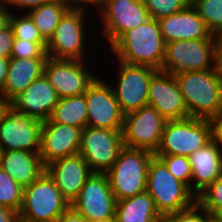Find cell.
Returning a JSON list of instances; mask_svg holds the SVG:
<instances>
[{
	"instance_id": "1",
	"label": "cell",
	"mask_w": 222,
	"mask_h": 222,
	"mask_svg": "<svg viewBox=\"0 0 222 222\" xmlns=\"http://www.w3.org/2000/svg\"><path fill=\"white\" fill-rule=\"evenodd\" d=\"M115 59L131 64L161 70L166 43L159 22L150 18L145 23L124 32L111 46H107Z\"/></svg>"
},
{
	"instance_id": "2",
	"label": "cell",
	"mask_w": 222,
	"mask_h": 222,
	"mask_svg": "<svg viewBox=\"0 0 222 222\" xmlns=\"http://www.w3.org/2000/svg\"><path fill=\"white\" fill-rule=\"evenodd\" d=\"M190 117L213 120L222 112V77L217 68L174 75Z\"/></svg>"
},
{
	"instance_id": "3",
	"label": "cell",
	"mask_w": 222,
	"mask_h": 222,
	"mask_svg": "<svg viewBox=\"0 0 222 222\" xmlns=\"http://www.w3.org/2000/svg\"><path fill=\"white\" fill-rule=\"evenodd\" d=\"M146 191L161 216L188 209L197 202V196L191 189L175 178L156 156L148 167Z\"/></svg>"
},
{
	"instance_id": "4",
	"label": "cell",
	"mask_w": 222,
	"mask_h": 222,
	"mask_svg": "<svg viewBox=\"0 0 222 222\" xmlns=\"http://www.w3.org/2000/svg\"><path fill=\"white\" fill-rule=\"evenodd\" d=\"M154 153L124 147L113 166L106 172L116 201L146 191L148 167Z\"/></svg>"
},
{
	"instance_id": "5",
	"label": "cell",
	"mask_w": 222,
	"mask_h": 222,
	"mask_svg": "<svg viewBox=\"0 0 222 222\" xmlns=\"http://www.w3.org/2000/svg\"><path fill=\"white\" fill-rule=\"evenodd\" d=\"M90 8L71 6L61 17L53 36L47 42L46 53L54 59L88 61L86 41L87 10ZM87 18V19H86ZM86 37V38H85ZM86 48V49H85ZM87 57V58H86ZM87 59V60H86Z\"/></svg>"
},
{
	"instance_id": "6",
	"label": "cell",
	"mask_w": 222,
	"mask_h": 222,
	"mask_svg": "<svg viewBox=\"0 0 222 222\" xmlns=\"http://www.w3.org/2000/svg\"><path fill=\"white\" fill-rule=\"evenodd\" d=\"M70 207L53 179L45 171L30 186L23 188L20 222H57Z\"/></svg>"
},
{
	"instance_id": "7",
	"label": "cell",
	"mask_w": 222,
	"mask_h": 222,
	"mask_svg": "<svg viewBox=\"0 0 222 222\" xmlns=\"http://www.w3.org/2000/svg\"><path fill=\"white\" fill-rule=\"evenodd\" d=\"M212 140L211 121L187 117L167 120L155 155L189 157Z\"/></svg>"
},
{
	"instance_id": "8",
	"label": "cell",
	"mask_w": 222,
	"mask_h": 222,
	"mask_svg": "<svg viewBox=\"0 0 222 222\" xmlns=\"http://www.w3.org/2000/svg\"><path fill=\"white\" fill-rule=\"evenodd\" d=\"M218 42L219 39L168 42L161 70L175 75L180 72L214 69Z\"/></svg>"
},
{
	"instance_id": "9",
	"label": "cell",
	"mask_w": 222,
	"mask_h": 222,
	"mask_svg": "<svg viewBox=\"0 0 222 222\" xmlns=\"http://www.w3.org/2000/svg\"><path fill=\"white\" fill-rule=\"evenodd\" d=\"M123 148L122 130L86 126L82 130L78 153L93 173H106Z\"/></svg>"
},
{
	"instance_id": "10",
	"label": "cell",
	"mask_w": 222,
	"mask_h": 222,
	"mask_svg": "<svg viewBox=\"0 0 222 222\" xmlns=\"http://www.w3.org/2000/svg\"><path fill=\"white\" fill-rule=\"evenodd\" d=\"M119 67L115 85L111 84L115 98L124 115L148 105V89L152 76L158 71L141 65H131L114 59ZM114 85V86H113Z\"/></svg>"
},
{
	"instance_id": "11",
	"label": "cell",
	"mask_w": 222,
	"mask_h": 222,
	"mask_svg": "<svg viewBox=\"0 0 222 222\" xmlns=\"http://www.w3.org/2000/svg\"><path fill=\"white\" fill-rule=\"evenodd\" d=\"M166 121L150 105L126 114L122 129L124 147L145 149L155 154L159 149Z\"/></svg>"
},
{
	"instance_id": "12",
	"label": "cell",
	"mask_w": 222,
	"mask_h": 222,
	"mask_svg": "<svg viewBox=\"0 0 222 222\" xmlns=\"http://www.w3.org/2000/svg\"><path fill=\"white\" fill-rule=\"evenodd\" d=\"M97 9L102 22L100 33L110 46L124 32L150 19L143 0H105Z\"/></svg>"
},
{
	"instance_id": "13",
	"label": "cell",
	"mask_w": 222,
	"mask_h": 222,
	"mask_svg": "<svg viewBox=\"0 0 222 222\" xmlns=\"http://www.w3.org/2000/svg\"><path fill=\"white\" fill-rule=\"evenodd\" d=\"M89 63L90 61L87 63V61L48 57L44 66V75L56 90L59 98L79 96L84 94L100 76L94 73V69H90Z\"/></svg>"
},
{
	"instance_id": "14",
	"label": "cell",
	"mask_w": 222,
	"mask_h": 222,
	"mask_svg": "<svg viewBox=\"0 0 222 222\" xmlns=\"http://www.w3.org/2000/svg\"><path fill=\"white\" fill-rule=\"evenodd\" d=\"M87 105V126L122 130L124 114L115 98L111 83L97 77L84 92Z\"/></svg>"
},
{
	"instance_id": "15",
	"label": "cell",
	"mask_w": 222,
	"mask_h": 222,
	"mask_svg": "<svg viewBox=\"0 0 222 222\" xmlns=\"http://www.w3.org/2000/svg\"><path fill=\"white\" fill-rule=\"evenodd\" d=\"M70 206L91 222L115 218L116 199L106 173H93Z\"/></svg>"
},
{
	"instance_id": "16",
	"label": "cell",
	"mask_w": 222,
	"mask_h": 222,
	"mask_svg": "<svg viewBox=\"0 0 222 222\" xmlns=\"http://www.w3.org/2000/svg\"><path fill=\"white\" fill-rule=\"evenodd\" d=\"M42 121L10 108L0 122V146L3 151L40 152Z\"/></svg>"
},
{
	"instance_id": "17",
	"label": "cell",
	"mask_w": 222,
	"mask_h": 222,
	"mask_svg": "<svg viewBox=\"0 0 222 222\" xmlns=\"http://www.w3.org/2000/svg\"><path fill=\"white\" fill-rule=\"evenodd\" d=\"M148 105L166 120L190 117L174 75L162 70H158L150 80Z\"/></svg>"
},
{
	"instance_id": "18",
	"label": "cell",
	"mask_w": 222,
	"mask_h": 222,
	"mask_svg": "<svg viewBox=\"0 0 222 222\" xmlns=\"http://www.w3.org/2000/svg\"><path fill=\"white\" fill-rule=\"evenodd\" d=\"M83 128L42 121L40 156L46 166L60 158L78 153Z\"/></svg>"
},
{
	"instance_id": "19",
	"label": "cell",
	"mask_w": 222,
	"mask_h": 222,
	"mask_svg": "<svg viewBox=\"0 0 222 222\" xmlns=\"http://www.w3.org/2000/svg\"><path fill=\"white\" fill-rule=\"evenodd\" d=\"M46 172L70 205L93 174L79 153L52 161L46 165Z\"/></svg>"
},
{
	"instance_id": "20",
	"label": "cell",
	"mask_w": 222,
	"mask_h": 222,
	"mask_svg": "<svg viewBox=\"0 0 222 222\" xmlns=\"http://www.w3.org/2000/svg\"><path fill=\"white\" fill-rule=\"evenodd\" d=\"M59 99L56 90L43 74L11 101V108L44 121L51 117Z\"/></svg>"
},
{
	"instance_id": "21",
	"label": "cell",
	"mask_w": 222,
	"mask_h": 222,
	"mask_svg": "<svg viewBox=\"0 0 222 222\" xmlns=\"http://www.w3.org/2000/svg\"><path fill=\"white\" fill-rule=\"evenodd\" d=\"M158 22L165 43L178 40L220 39L211 34L191 4L180 12L159 19Z\"/></svg>"
},
{
	"instance_id": "22",
	"label": "cell",
	"mask_w": 222,
	"mask_h": 222,
	"mask_svg": "<svg viewBox=\"0 0 222 222\" xmlns=\"http://www.w3.org/2000/svg\"><path fill=\"white\" fill-rule=\"evenodd\" d=\"M192 169L191 191L198 196L210 184L222 177V154L211 140L189 157Z\"/></svg>"
},
{
	"instance_id": "23",
	"label": "cell",
	"mask_w": 222,
	"mask_h": 222,
	"mask_svg": "<svg viewBox=\"0 0 222 222\" xmlns=\"http://www.w3.org/2000/svg\"><path fill=\"white\" fill-rule=\"evenodd\" d=\"M0 167L22 188L30 186L46 171L39 152L24 150L4 151Z\"/></svg>"
},
{
	"instance_id": "24",
	"label": "cell",
	"mask_w": 222,
	"mask_h": 222,
	"mask_svg": "<svg viewBox=\"0 0 222 222\" xmlns=\"http://www.w3.org/2000/svg\"><path fill=\"white\" fill-rule=\"evenodd\" d=\"M47 58H9V67L1 94L12 101L34 80L44 74Z\"/></svg>"
},
{
	"instance_id": "25",
	"label": "cell",
	"mask_w": 222,
	"mask_h": 222,
	"mask_svg": "<svg viewBox=\"0 0 222 222\" xmlns=\"http://www.w3.org/2000/svg\"><path fill=\"white\" fill-rule=\"evenodd\" d=\"M160 217L147 191L116 201V222H153Z\"/></svg>"
},
{
	"instance_id": "26",
	"label": "cell",
	"mask_w": 222,
	"mask_h": 222,
	"mask_svg": "<svg viewBox=\"0 0 222 222\" xmlns=\"http://www.w3.org/2000/svg\"><path fill=\"white\" fill-rule=\"evenodd\" d=\"M71 7L69 0L44 4L28 12L42 38L48 42L53 36L61 17Z\"/></svg>"
},
{
	"instance_id": "27",
	"label": "cell",
	"mask_w": 222,
	"mask_h": 222,
	"mask_svg": "<svg viewBox=\"0 0 222 222\" xmlns=\"http://www.w3.org/2000/svg\"><path fill=\"white\" fill-rule=\"evenodd\" d=\"M50 119L53 122L78 128L87 126V105L85 95L60 98Z\"/></svg>"
},
{
	"instance_id": "28",
	"label": "cell",
	"mask_w": 222,
	"mask_h": 222,
	"mask_svg": "<svg viewBox=\"0 0 222 222\" xmlns=\"http://www.w3.org/2000/svg\"><path fill=\"white\" fill-rule=\"evenodd\" d=\"M213 36L222 37V0H194L191 3Z\"/></svg>"
},
{
	"instance_id": "29",
	"label": "cell",
	"mask_w": 222,
	"mask_h": 222,
	"mask_svg": "<svg viewBox=\"0 0 222 222\" xmlns=\"http://www.w3.org/2000/svg\"><path fill=\"white\" fill-rule=\"evenodd\" d=\"M23 203V188L0 167V205L19 213Z\"/></svg>"
},
{
	"instance_id": "30",
	"label": "cell",
	"mask_w": 222,
	"mask_h": 222,
	"mask_svg": "<svg viewBox=\"0 0 222 222\" xmlns=\"http://www.w3.org/2000/svg\"><path fill=\"white\" fill-rule=\"evenodd\" d=\"M11 12L9 24L12 27L14 39H23L31 42H46L40 35L38 28L28 13ZM21 14V15H20Z\"/></svg>"
},
{
	"instance_id": "31",
	"label": "cell",
	"mask_w": 222,
	"mask_h": 222,
	"mask_svg": "<svg viewBox=\"0 0 222 222\" xmlns=\"http://www.w3.org/2000/svg\"><path fill=\"white\" fill-rule=\"evenodd\" d=\"M167 167L169 172L191 189L192 169L188 157L177 155H155Z\"/></svg>"
},
{
	"instance_id": "32",
	"label": "cell",
	"mask_w": 222,
	"mask_h": 222,
	"mask_svg": "<svg viewBox=\"0 0 222 222\" xmlns=\"http://www.w3.org/2000/svg\"><path fill=\"white\" fill-rule=\"evenodd\" d=\"M150 18L159 20L184 10L189 3L186 0H143Z\"/></svg>"
},
{
	"instance_id": "33",
	"label": "cell",
	"mask_w": 222,
	"mask_h": 222,
	"mask_svg": "<svg viewBox=\"0 0 222 222\" xmlns=\"http://www.w3.org/2000/svg\"><path fill=\"white\" fill-rule=\"evenodd\" d=\"M46 46L47 42H31L23 39H14L11 58H48Z\"/></svg>"
},
{
	"instance_id": "34",
	"label": "cell",
	"mask_w": 222,
	"mask_h": 222,
	"mask_svg": "<svg viewBox=\"0 0 222 222\" xmlns=\"http://www.w3.org/2000/svg\"><path fill=\"white\" fill-rule=\"evenodd\" d=\"M197 202L211 215L222 207V177L218 178L197 196Z\"/></svg>"
},
{
	"instance_id": "35",
	"label": "cell",
	"mask_w": 222,
	"mask_h": 222,
	"mask_svg": "<svg viewBox=\"0 0 222 222\" xmlns=\"http://www.w3.org/2000/svg\"><path fill=\"white\" fill-rule=\"evenodd\" d=\"M170 222H209L212 215L198 202L188 209L167 215Z\"/></svg>"
},
{
	"instance_id": "36",
	"label": "cell",
	"mask_w": 222,
	"mask_h": 222,
	"mask_svg": "<svg viewBox=\"0 0 222 222\" xmlns=\"http://www.w3.org/2000/svg\"><path fill=\"white\" fill-rule=\"evenodd\" d=\"M13 40V30L8 24L4 29L0 30V58H11Z\"/></svg>"
},
{
	"instance_id": "37",
	"label": "cell",
	"mask_w": 222,
	"mask_h": 222,
	"mask_svg": "<svg viewBox=\"0 0 222 222\" xmlns=\"http://www.w3.org/2000/svg\"><path fill=\"white\" fill-rule=\"evenodd\" d=\"M56 1H59V0H11L8 3V7H9V9H11V12L13 10L12 7L14 6L15 7L14 9L15 10L17 9V13L20 10H21V12L24 11V13H28L30 10L38 8L41 5L53 3Z\"/></svg>"
},
{
	"instance_id": "38",
	"label": "cell",
	"mask_w": 222,
	"mask_h": 222,
	"mask_svg": "<svg viewBox=\"0 0 222 222\" xmlns=\"http://www.w3.org/2000/svg\"><path fill=\"white\" fill-rule=\"evenodd\" d=\"M211 127L212 140L222 154V112L215 119L211 120Z\"/></svg>"
},
{
	"instance_id": "39",
	"label": "cell",
	"mask_w": 222,
	"mask_h": 222,
	"mask_svg": "<svg viewBox=\"0 0 222 222\" xmlns=\"http://www.w3.org/2000/svg\"><path fill=\"white\" fill-rule=\"evenodd\" d=\"M57 222H91L76 212L71 206L58 218Z\"/></svg>"
},
{
	"instance_id": "40",
	"label": "cell",
	"mask_w": 222,
	"mask_h": 222,
	"mask_svg": "<svg viewBox=\"0 0 222 222\" xmlns=\"http://www.w3.org/2000/svg\"><path fill=\"white\" fill-rule=\"evenodd\" d=\"M0 222H20L19 213L0 205Z\"/></svg>"
},
{
	"instance_id": "41",
	"label": "cell",
	"mask_w": 222,
	"mask_h": 222,
	"mask_svg": "<svg viewBox=\"0 0 222 222\" xmlns=\"http://www.w3.org/2000/svg\"><path fill=\"white\" fill-rule=\"evenodd\" d=\"M11 10L8 4L0 3V30L4 29L9 24Z\"/></svg>"
},
{
	"instance_id": "42",
	"label": "cell",
	"mask_w": 222,
	"mask_h": 222,
	"mask_svg": "<svg viewBox=\"0 0 222 222\" xmlns=\"http://www.w3.org/2000/svg\"><path fill=\"white\" fill-rule=\"evenodd\" d=\"M71 3V6L74 7H83V8H88V7H93L96 9L98 8L105 0H69Z\"/></svg>"
},
{
	"instance_id": "43",
	"label": "cell",
	"mask_w": 222,
	"mask_h": 222,
	"mask_svg": "<svg viewBox=\"0 0 222 222\" xmlns=\"http://www.w3.org/2000/svg\"><path fill=\"white\" fill-rule=\"evenodd\" d=\"M8 67H9V58H0V90H2L7 73H8Z\"/></svg>"
},
{
	"instance_id": "44",
	"label": "cell",
	"mask_w": 222,
	"mask_h": 222,
	"mask_svg": "<svg viewBox=\"0 0 222 222\" xmlns=\"http://www.w3.org/2000/svg\"><path fill=\"white\" fill-rule=\"evenodd\" d=\"M216 68L218 74L222 77V37L219 39L216 49Z\"/></svg>"
},
{
	"instance_id": "45",
	"label": "cell",
	"mask_w": 222,
	"mask_h": 222,
	"mask_svg": "<svg viewBox=\"0 0 222 222\" xmlns=\"http://www.w3.org/2000/svg\"><path fill=\"white\" fill-rule=\"evenodd\" d=\"M10 108H11V102L8 101L3 96H0V122Z\"/></svg>"
},
{
	"instance_id": "46",
	"label": "cell",
	"mask_w": 222,
	"mask_h": 222,
	"mask_svg": "<svg viewBox=\"0 0 222 222\" xmlns=\"http://www.w3.org/2000/svg\"><path fill=\"white\" fill-rule=\"evenodd\" d=\"M212 219L215 222H222V207L218 208L213 214H212Z\"/></svg>"
},
{
	"instance_id": "47",
	"label": "cell",
	"mask_w": 222,
	"mask_h": 222,
	"mask_svg": "<svg viewBox=\"0 0 222 222\" xmlns=\"http://www.w3.org/2000/svg\"><path fill=\"white\" fill-rule=\"evenodd\" d=\"M153 222H170V219L167 216H161Z\"/></svg>"
},
{
	"instance_id": "48",
	"label": "cell",
	"mask_w": 222,
	"mask_h": 222,
	"mask_svg": "<svg viewBox=\"0 0 222 222\" xmlns=\"http://www.w3.org/2000/svg\"><path fill=\"white\" fill-rule=\"evenodd\" d=\"M94 222H116V218H107V219H102Z\"/></svg>"
},
{
	"instance_id": "49",
	"label": "cell",
	"mask_w": 222,
	"mask_h": 222,
	"mask_svg": "<svg viewBox=\"0 0 222 222\" xmlns=\"http://www.w3.org/2000/svg\"><path fill=\"white\" fill-rule=\"evenodd\" d=\"M3 149L2 147L0 146V166H1V160H2V155H3Z\"/></svg>"
},
{
	"instance_id": "50",
	"label": "cell",
	"mask_w": 222,
	"mask_h": 222,
	"mask_svg": "<svg viewBox=\"0 0 222 222\" xmlns=\"http://www.w3.org/2000/svg\"><path fill=\"white\" fill-rule=\"evenodd\" d=\"M11 0H0V3L8 4Z\"/></svg>"
},
{
	"instance_id": "51",
	"label": "cell",
	"mask_w": 222,
	"mask_h": 222,
	"mask_svg": "<svg viewBox=\"0 0 222 222\" xmlns=\"http://www.w3.org/2000/svg\"><path fill=\"white\" fill-rule=\"evenodd\" d=\"M189 4H191L194 0H186Z\"/></svg>"
}]
</instances>
